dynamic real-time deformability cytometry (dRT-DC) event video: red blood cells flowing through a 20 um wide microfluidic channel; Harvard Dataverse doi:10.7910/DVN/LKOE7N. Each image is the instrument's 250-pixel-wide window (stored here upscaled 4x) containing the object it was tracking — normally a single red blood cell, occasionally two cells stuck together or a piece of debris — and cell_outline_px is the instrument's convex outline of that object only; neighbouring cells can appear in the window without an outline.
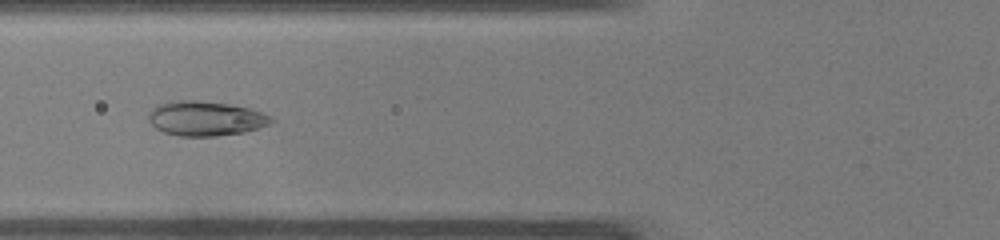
{"species": "common noctule bat (a hibernating species)", "species_latin": "Nyctalus noctula", "temperature_condition": "warm", "stored_images_in_passage": 34, "camera_frame_rate_fps": 3000, "um_per_image_px": 0.085, "animal": {"sex": "male", "body_mass_g": 19.0, "forearm_length_mm": 50.8}, "frame": {"image": 1, "passage_image": 5, "time_ms": 1.333, "image_size_px": [1000, 240], "cell_outline_px": [[276, 120], [268, 124], [244, 132], [216, 136], [180, 136], [164, 132], [156, 128], [148, 120], [148, 112], [156, 104], [176, 100], [196, 100], [228, 104], [252, 108], [272, 116]], "centroid_in_image_um": [17.46, 10.06], "position_along_channel_um": 108.3, "area_um2": 24.91}}
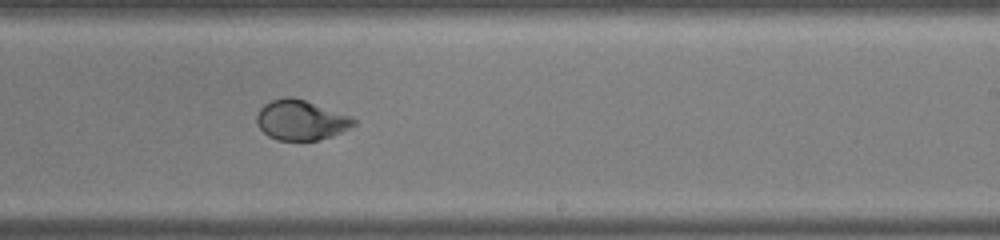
{"frame": {"image": 2, "passage_image": 16, "time_ms": 5.0, "image_size_px": [1000, 240], "cell_outline_px": [[356, 124], [332, 136], [316, 140], [276, 140], [268, 136], [260, 128], [256, 120], [256, 116], [260, 108], [264, 104], [272, 100], [284, 96], [292, 96], [304, 100], [348, 116], [356, 120]], "centroid_in_image_um": [25.52, 10.21], "position_along_channel_um": 263.5, "area_um2": 22.25}}
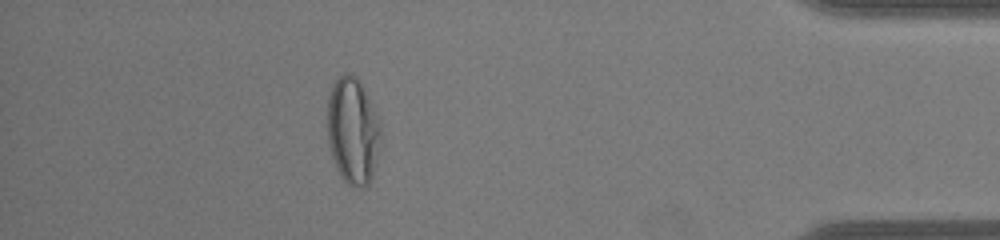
{"frame": {"image": 3, "passage_image": 29, "time_ms": 9.333, "image_size_px": [1000, 240], "cell_outline_px": [[380, 144], [372, 176], [368, 184], [364, 188], [356, 188], [348, 184], [344, 180], [336, 168], [328, 144], [328, 96], [332, 84], [344, 72], [352, 72], [356, 76], [372, 104], [376, 112], [380, 124]], "centroid_in_image_um": [29.98, 11.11], "position_along_channel_um": 405.2, "area_um2": 33.18}}